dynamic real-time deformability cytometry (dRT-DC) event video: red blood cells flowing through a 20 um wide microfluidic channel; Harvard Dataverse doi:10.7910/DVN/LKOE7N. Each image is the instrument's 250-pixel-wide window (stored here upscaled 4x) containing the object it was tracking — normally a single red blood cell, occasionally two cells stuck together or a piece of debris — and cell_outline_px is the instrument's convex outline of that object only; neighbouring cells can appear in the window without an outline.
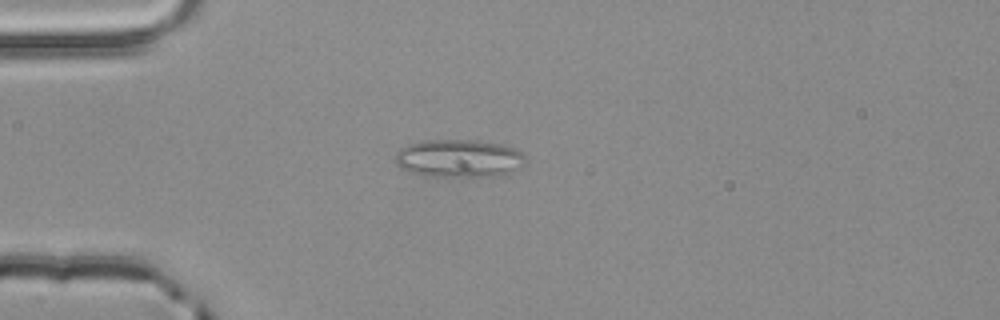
{"species": "common noctule bat (a hibernating species)", "species_latin": "Nyctalus noctula", "temperature_condition": "room temperature", "stored_images_in_passage": 3, "camera_frame_rate_fps": 3000, "um_per_image_px": 0.085, "animal": {"sex": "male", "body_mass_g": 20.4}, "frame": {"image": 1, "passage_image": 3, "time_ms": 0.667, "image_size_px": [1000, 320], "cell_outline_px": [[528, 160], [524, 164], [500, 176], [460, 180], [452, 180], [408, 172], [400, 168], [396, 164], [396, 152], [400, 148], [408, 144], [420, 140], [472, 140], [500, 144], [516, 148], [524, 152], [528, 156]], "centroid_in_image_um": [39.03, 13.51], "position_along_channel_um": 46.0, "area_um2": 30.17}}